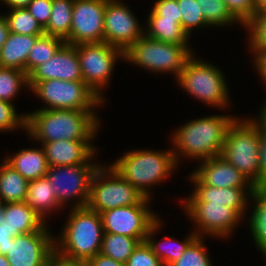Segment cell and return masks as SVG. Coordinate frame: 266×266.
<instances>
[{"label": "cell", "mask_w": 266, "mask_h": 266, "mask_svg": "<svg viewBox=\"0 0 266 266\" xmlns=\"http://www.w3.org/2000/svg\"><path fill=\"white\" fill-rule=\"evenodd\" d=\"M26 132L38 143L57 140H93L100 130L95 110L38 109L26 113Z\"/></svg>", "instance_id": "cell-1"}, {"label": "cell", "mask_w": 266, "mask_h": 266, "mask_svg": "<svg viewBox=\"0 0 266 266\" xmlns=\"http://www.w3.org/2000/svg\"><path fill=\"white\" fill-rule=\"evenodd\" d=\"M61 234L54 237L55 259L85 264L101 252L104 229L101 215L88 206L71 208Z\"/></svg>", "instance_id": "cell-2"}, {"label": "cell", "mask_w": 266, "mask_h": 266, "mask_svg": "<svg viewBox=\"0 0 266 266\" xmlns=\"http://www.w3.org/2000/svg\"><path fill=\"white\" fill-rule=\"evenodd\" d=\"M237 118L232 114L196 118L173 131L170 138L177 165L180 157L203 161L221 155L227 130Z\"/></svg>", "instance_id": "cell-3"}, {"label": "cell", "mask_w": 266, "mask_h": 266, "mask_svg": "<svg viewBox=\"0 0 266 266\" xmlns=\"http://www.w3.org/2000/svg\"><path fill=\"white\" fill-rule=\"evenodd\" d=\"M113 162L110 165L147 198L153 194L151 187L171 177L178 167L172 148L164 151L135 149Z\"/></svg>", "instance_id": "cell-4"}, {"label": "cell", "mask_w": 266, "mask_h": 266, "mask_svg": "<svg viewBox=\"0 0 266 266\" xmlns=\"http://www.w3.org/2000/svg\"><path fill=\"white\" fill-rule=\"evenodd\" d=\"M224 73L217 66L195 57L185 63L176 82L183 91L213 108L228 109L231 103ZM228 106V107H227Z\"/></svg>", "instance_id": "cell-5"}, {"label": "cell", "mask_w": 266, "mask_h": 266, "mask_svg": "<svg viewBox=\"0 0 266 266\" xmlns=\"http://www.w3.org/2000/svg\"><path fill=\"white\" fill-rule=\"evenodd\" d=\"M189 47L161 42L144 34L124 52V62L154 74L172 73L177 79L186 61L195 54Z\"/></svg>", "instance_id": "cell-6"}, {"label": "cell", "mask_w": 266, "mask_h": 266, "mask_svg": "<svg viewBox=\"0 0 266 266\" xmlns=\"http://www.w3.org/2000/svg\"><path fill=\"white\" fill-rule=\"evenodd\" d=\"M259 131L248 118H237L227 130L221 156L260 187Z\"/></svg>", "instance_id": "cell-7"}, {"label": "cell", "mask_w": 266, "mask_h": 266, "mask_svg": "<svg viewBox=\"0 0 266 266\" xmlns=\"http://www.w3.org/2000/svg\"><path fill=\"white\" fill-rule=\"evenodd\" d=\"M102 164L94 174L88 207L101 212L122 206L149 205L147 198L126 181L110 164ZM108 165V166H107Z\"/></svg>", "instance_id": "cell-8"}, {"label": "cell", "mask_w": 266, "mask_h": 266, "mask_svg": "<svg viewBox=\"0 0 266 266\" xmlns=\"http://www.w3.org/2000/svg\"><path fill=\"white\" fill-rule=\"evenodd\" d=\"M100 166L99 163L49 167L45 177L62 208L66 207L69 201L72 202L71 208L88 206L91 182Z\"/></svg>", "instance_id": "cell-9"}, {"label": "cell", "mask_w": 266, "mask_h": 266, "mask_svg": "<svg viewBox=\"0 0 266 266\" xmlns=\"http://www.w3.org/2000/svg\"><path fill=\"white\" fill-rule=\"evenodd\" d=\"M32 92L47 105L41 108L44 110H95L104 104L84 81H39L31 89Z\"/></svg>", "instance_id": "cell-10"}, {"label": "cell", "mask_w": 266, "mask_h": 266, "mask_svg": "<svg viewBox=\"0 0 266 266\" xmlns=\"http://www.w3.org/2000/svg\"><path fill=\"white\" fill-rule=\"evenodd\" d=\"M80 62L82 80L104 102L105 87L118 59L124 60V52L106 42L75 45Z\"/></svg>", "instance_id": "cell-11"}, {"label": "cell", "mask_w": 266, "mask_h": 266, "mask_svg": "<svg viewBox=\"0 0 266 266\" xmlns=\"http://www.w3.org/2000/svg\"><path fill=\"white\" fill-rule=\"evenodd\" d=\"M182 204L187 217L196 226L192 231L198 237L209 235L228 239L243 220V217L235 209L227 207L226 203L183 202Z\"/></svg>", "instance_id": "cell-12"}, {"label": "cell", "mask_w": 266, "mask_h": 266, "mask_svg": "<svg viewBox=\"0 0 266 266\" xmlns=\"http://www.w3.org/2000/svg\"><path fill=\"white\" fill-rule=\"evenodd\" d=\"M122 0H106L104 42L125 52L144 35L137 16Z\"/></svg>", "instance_id": "cell-13"}, {"label": "cell", "mask_w": 266, "mask_h": 266, "mask_svg": "<svg viewBox=\"0 0 266 266\" xmlns=\"http://www.w3.org/2000/svg\"><path fill=\"white\" fill-rule=\"evenodd\" d=\"M150 205L122 206L101 212L104 233L146 240L150 227L160 218Z\"/></svg>", "instance_id": "cell-14"}, {"label": "cell", "mask_w": 266, "mask_h": 266, "mask_svg": "<svg viewBox=\"0 0 266 266\" xmlns=\"http://www.w3.org/2000/svg\"><path fill=\"white\" fill-rule=\"evenodd\" d=\"M6 256L11 266H51L55 259L54 236L50 231L15 236Z\"/></svg>", "instance_id": "cell-15"}, {"label": "cell", "mask_w": 266, "mask_h": 266, "mask_svg": "<svg viewBox=\"0 0 266 266\" xmlns=\"http://www.w3.org/2000/svg\"><path fill=\"white\" fill-rule=\"evenodd\" d=\"M106 0H74L72 22L67 44L104 42Z\"/></svg>", "instance_id": "cell-16"}, {"label": "cell", "mask_w": 266, "mask_h": 266, "mask_svg": "<svg viewBox=\"0 0 266 266\" xmlns=\"http://www.w3.org/2000/svg\"><path fill=\"white\" fill-rule=\"evenodd\" d=\"M83 81L75 45L64 43L57 52L28 75L29 90L39 81Z\"/></svg>", "instance_id": "cell-17"}, {"label": "cell", "mask_w": 266, "mask_h": 266, "mask_svg": "<svg viewBox=\"0 0 266 266\" xmlns=\"http://www.w3.org/2000/svg\"><path fill=\"white\" fill-rule=\"evenodd\" d=\"M194 191L181 202L226 203L227 207L235 209L242 217L248 211L250 195L255 187L217 188L203 185L192 173L189 175ZM246 210V211H245Z\"/></svg>", "instance_id": "cell-18"}, {"label": "cell", "mask_w": 266, "mask_h": 266, "mask_svg": "<svg viewBox=\"0 0 266 266\" xmlns=\"http://www.w3.org/2000/svg\"><path fill=\"white\" fill-rule=\"evenodd\" d=\"M192 174L203 184L217 188L255 187L221 155L201 161Z\"/></svg>", "instance_id": "cell-19"}, {"label": "cell", "mask_w": 266, "mask_h": 266, "mask_svg": "<svg viewBox=\"0 0 266 266\" xmlns=\"http://www.w3.org/2000/svg\"><path fill=\"white\" fill-rule=\"evenodd\" d=\"M93 140H57L42 143L49 167L94 163L98 153ZM93 161V162H92Z\"/></svg>", "instance_id": "cell-20"}, {"label": "cell", "mask_w": 266, "mask_h": 266, "mask_svg": "<svg viewBox=\"0 0 266 266\" xmlns=\"http://www.w3.org/2000/svg\"><path fill=\"white\" fill-rule=\"evenodd\" d=\"M0 222L15 237L36 231H49L45 222L25 201L3 203Z\"/></svg>", "instance_id": "cell-21"}, {"label": "cell", "mask_w": 266, "mask_h": 266, "mask_svg": "<svg viewBox=\"0 0 266 266\" xmlns=\"http://www.w3.org/2000/svg\"><path fill=\"white\" fill-rule=\"evenodd\" d=\"M43 35H22L10 32L0 49V67L26 72V63L36 40Z\"/></svg>", "instance_id": "cell-22"}, {"label": "cell", "mask_w": 266, "mask_h": 266, "mask_svg": "<svg viewBox=\"0 0 266 266\" xmlns=\"http://www.w3.org/2000/svg\"><path fill=\"white\" fill-rule=\"evenodd\" d=\"M163 220L159 218L149 229L146 242L151 247L153 253L163 262L164 266H171L177 261L187 249V247L198 237L193 231L186 238L179 242L175 237L164 236L162 241H155V235L162 227Z\"/></svg>", "instance_id": "cell-23"}, {"label": "cell", "mask_w": 266, "mask_h": 266, "mask_svg": "<svg viewBox=\"0 0 266 266\" xmlns=\"http://www.w3.org/2000/svg\"><path fill=\"white\" fill-rule=\"evenodd\" d=\"M40 147L23 148L13 155L4 156V160L28 181L45 177L49 165L45 150L42 145Z\"/></svg>", "instance_id": "cell-24"}, {"label": "cell", "mask_w": 266, "mask_h": 266, "mask_svg": "<svg viewBox=\"0 0 266 266\" xmlns=\"http://www.w3.org/2000/svg\"><path fill=\"white\" fill-rule=\"evenodd\" d=\"M146 21L144 34L152 39L174 43L181 46H189L190 37L183 30L177 19H169L158 16L152 9Z\"/></svg>", "instance_id": "cell-25"}, {"label": "cell", "mask_w": 266, "mask_h": 266, "mask_svg": "<svg viewBox=\"0 0 266 266\" xmlns=\"http://www.w3.org/2000/svg\"><path fill=\"white\" fill-rule=\"evenodd\" d=\"M25 203L45 222L51 213L64 209L58 203L55 191L46 177L29 181Z\"/></svg>", "instance_id": "cell-26"}, {"label": "cell", "mask_w": 266, "mask_h": 266, "mask_svg": "<svg viewBox=\"0 0 266 266\" xmlns=\"http://www.w3.org/2000/svg\"><path fill=\"white\" fill-rule=\"evenodd\" d=\"M249 198L255 203H251L254 208L251 207L249 215L250 234L253 236L252 239L257 246V250L266 259V186L255 187Z\"/></svg>", "instance_id": "cell-27"}, {"label": "cell", "mask_w": 266, "mask_h": 266, "mask_svg": "<svg viewBox=\"0 0 266 266\" xmlns=\"http://www.w3.org/2000/svg\"><path fill=\"white\" fill-rule=\"evenodd\" d=\"M0 164V202H23L26 200L29 181L5 160Z\"/></svg>", "instance_id": "cell-28"}, {"label": "cell", "mask_w": 266, "mask_h": 266, "mask_svg": "<svg viewBox=\"0 0 266 266\" xmlns=\"http://www.w3.org/2000/svg\"><path fill=\"white\" fill-rule=\"evenodd\" d=\"M74 0H52V11L44 35L69 38Z\"/></svg>", "instance_id": "cell-29"}, {"label": "cell", "mask_w": 266, "mask_h": 266, "mask_svg": "<svg viewBox=\"0 0 266 266\" xmlns=\"http://www.w3.org/2000/svg\"><path fill=\"white\" fill-rule=\"evenodd\" d=\"M140 242L138 238L104 233L100 253L116 261L126 263Z\"/></svg>", "instance_id": "cell-30"}, {"label": "cell", "mask_w": 266, "mask_h": 266, "mask_svg": "<svg viewBox=\"0 0 266 266\" xmlns=\"http://www.w3.org/2000/svg\"><path fill=\"white\" fill-rule=\"evenodd\" d=\"M64 43L63 39L55 36L39 37L30 51L26 63V74L29 75L36 67L51 59Z\"/></svg>", "instance_id": "cell-31"}, {"label": "cell", "mask_w": 266, "mask_h": 266, "mask_svg": "<svg viewBox=\"0 0 266 266\" xmlns=\"http://www.w3.org/2000/svg\"><path fill=\"white\" fill-rule=\"evenodd\" d=\"M203 12L205 21L212 27H221L241 23L233 16L224 0H196Z\"/></svg>", "instance_id": "cell-32"}, {"label": "cell", "mask_w": 266, "mask_h": 266, "mask_svg": "<svg viewBox=\"0 0 266 266\" xmlns=\"http://www.w3.org/2000/svg\"><path fill=\"white\" fill-rule=\"evenodd\" d=\"M4 18L10 32L22 35H44V28L36 21L27 8L10 9Z\"/></svg>", "instance_id": "cell-33"}, {"label": "cell", "mask_w": 266, "mask_h": 266, "mask_svg": "<svg viewBox=\"0 0 266 266\" xmlns=\"http://www.w3.org/2000/svg\"><path fill=\"white\" fill-rule=\"evenodd\" d=\"M21 87L29 88L28 75L14 68L0 67V100L13 103Z\"/></svg>", "instance_id": "cell-34"}, {"label": "cell", "mask_w": 266, "mask_h": 266, "mask_svg": "<svg viewBox=\"0 0 266 266\" xmlns=\"http://www.w3.org/2000/svg\"><path fill=\"white\" fill-rule=\"evenodd\" d=\"M181 9V26L186 34L190 37L191 32L196 28H209L205 21L203 12L196 0H177Z\"/></svg>", "instance_id": "cell-35"}, {"label": "cell", "mask_w": 266, "mask_h": 266, "mask_svg": "<svg viewBox=\"0 0 266 266\" xmlns=\"http://www.w3.org/2000/svg\"><path fill=\"white\" fill-rule=\"evenodd\" d=\"M205 238L197 237L171 266H212Z\"/></svg>", "instance_id": "cell-36"}, {"label": "cell", "mask_w": 266, "mask_h": 266, "mask_svg": "<svg viewBox=\"0 0 266 266\" xmlns=\"http://www.w3.org/2000/svg\"><path fill=\"white\" fill-rule=\"evenodd\" d=\"M244 27L249 33L248 49L266 51V10L255 13Z\"/></svg>", "instance_id": "cell-37"}, {"label": "cell", "mask_w": 266, "mask_h": 266, "mask_svg": "<svg viewBox=\"0 0 266 266\" xmlns=\"http://www.w3.org/2000/svg\"><path fill=\"white\" fill-rule=\"evenodd\" d=\"M27 115L18 114L13 103L0 100V132H13L22 128L26 132Z\"/></svg>", "instance_id": "cell-38"}, {"label": "cell", "mask_w": 266, "mask_h": 266, "mask_svg": "<svg viewBox=\"0 0 266 266\" xmlns=\"http://www.w3.org/2000/svg\"><path fill=\"white\" fill-rule=\"evenodd\" d=\"M258 118H248L259 131V169L260 186H266V109H260ZM256 119V120H255Z\"/></svg>", "instance_id": "cell-39"}, {"label": "cell", "mask_w": 266, "mask_h": 266, "mask_svg": "<svg viewBox=\"0 0 266 266\" xmlns=\"http://www.w3.org/2000/svg\"><path fill=\"white\" fill-rule=\"evenodd\" d=\"M125 266H164L146 241L140 242L128 258Z\"/></svg>", "instance_id": "cell-40"}, {"label": "cell", "mask_w": 266, "mask_h": 266, "mask_svg": "<svg viewBox=\"0 0 266 266\" xmlns=\"http://www.w3.org/2000/svg\"><path fill=\"white\" fill-rule=\"evenodd\" d=\"M233 16L245 26L255 14L254 0H224Z\"/></svg>", "instance_id": "cell-41"}, {"label": "cell", "mask_w": 266, "mask_h": 266, "mask_svg": "<svg viewBox=\"0 0 266 266\" xmlns=\"http://www.w3.org/2000/svg\"><path fill=\"white\" fill-rule=\"evenodd\" d=\"M26 8L44 28L51 15L52 0H32Z\"/></svg>", "instance_id": "cell-42"}, {"label": "cell", "mask_w": 266, "mask_h": 266, "mask_svg": "<svg viewBox=\"0 0 266 266\" xmlns=\"http://www.w3.org/2000/svg\"><path fill=\"white\" fill-rule=\"evenodd\" d=\"M158 16L177 19L181 24V9L179 8L177 0H156L151 8Z\"/></svg>", "instance_id": "cell-43"}, {"label": "cell", "mask_w": 266, "mask_h": 266, "mask_svg": "<svg viewBox=\"0 0 266 266\" xmlns=\"http://www.w3.org/2000/svg\"><path fill=\"white\" fill-rule=\"evenodd\" d=\"M250 53H253L255 70H257L256 72L259 74L260 79L262 78L266 85V51H250ZM261 109H266V100L261 106Z\"/></svg>", "instance_id": "cell-44"}, {"label": "cell", "mask_w": 266, "mask_h": 266, "mask_svg": "<svg viewBox=\"0 0 266 266\" xmlns=\"http://www.w3.org/2000/svg\"><path fill=\"white\" fill-rule=\"evenodd\" d=\"M84 265L85 266H125V263L116 261L111 257L103 255L102 253H98L94 257L90 258Z\"/></svg>", "instance_id": "cell-45"}, {"label": "cell", "mask_w": 266, "mask_h": 266, "mask_svg": "<svg viewBox=\"0 0 266 266\" xmlns=\"http://www.w3.org/2000/svg\"><path fill=\"white\" fill-rule=\"evenodd\" d=\"M13 239L14 237L9 233L8 229L0 222V254L7 255L10 240Z\"/></svg>", "instance_id": "cell-46"}, {"label": "cell", "mask_w": 266, "mask_h": 266, "mask_svg": "<svg viewBox=\"0 0 266 266\" xmlns=\"http://www.w3.org/2000/svg\"><path fill=\"white\" fill-rule=\"evenodd\" d=\"M9 33L10 30L8 28L7 21L2 13L0 14V49L2 48L3 44L6 42Z\"/></svg>", "instance_id": "cell-47"}, {"label": "cell", "mask_w": 266, "mask_h": 266, "mask_svg": "<svg viewBox=\"0 0 266 266\" xmlns=\"http://www.w3.org/2000/svg\"><path fill=\"white\" fill-rule=\"evenodd\" d=\"M0 1L6 4V6H8L9 9H15V8H26L32 0H0Z\"/></svg>", "instance_id": "cell-48"}, {"label": "cell", "mask_w": 266, "mask_h": 266, "mask_svg": "<svg viewBox=\"0 0 266 266\" xmlns=\"http://www.w3.org/2000/svg\"><path fill=\"white\" fill-rule=\"evenodd\" d=\"M255 13L266 10V0H254Z\"/></svg>", "instance_id": "cell-49"}, {"label": "cell", "mask_w": 266, "mask_h": 266, "mask_svg": "<svg viewBox=\"0 0 266 266\" xmlns=\"http://www.w3.org/2000/svg\"><path fill=\"white\" fill-rule=\"evenodd\" d=\"M51 266H85V265L84 264H68V263L61 262L57 259H54Z\"/></svg>", "instance_id": "cell-50"}, {"label": "cell", "mask_w": 266, "mask_h": 266, "mask_svg": "<svg viewBox=\"0 0 266 266\" xmlns=\"http://www.w3.org/2000/svg\"><path fill=\"white\" fill-rule=\"evenodd\" d=\"M0 266H11L6 255L0 254Z\"/></svg>", "instance_id": "cell-51"}]
</instances>
